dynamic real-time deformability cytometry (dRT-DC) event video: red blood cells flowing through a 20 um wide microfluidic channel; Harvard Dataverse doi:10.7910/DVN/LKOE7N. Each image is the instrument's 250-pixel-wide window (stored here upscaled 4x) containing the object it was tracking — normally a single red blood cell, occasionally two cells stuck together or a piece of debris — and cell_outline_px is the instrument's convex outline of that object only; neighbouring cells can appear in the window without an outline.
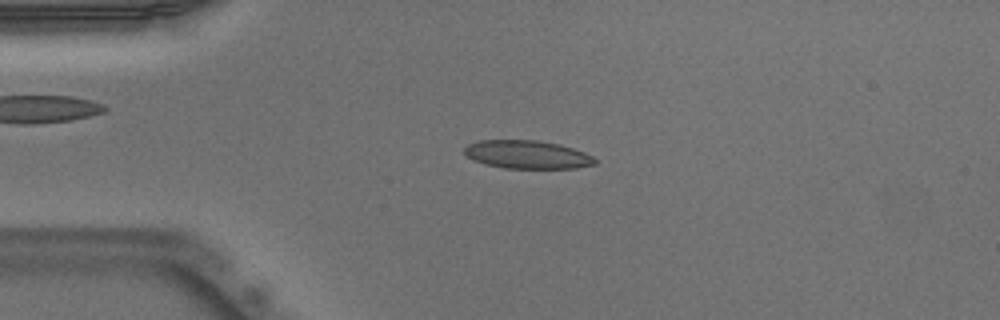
{"species": "Egyptian fruit bat (a non-hibernating species)", "species_latin": "Rousettus aegyptiacus", "temperature_condition": "warm", "stored_images_in_passage": 44, "camera_frame_rate_fps": 3000, "um_per_image_px": 0.085, "animal": {"sex": "male"}, "frame": {"image": 1, "passage_image": 5, "time_ms": 1.333, "image_size_px": [1000, 320], "cell_outline_px": [[596, 164], [576, 168], [504, 168], [484, 164], [468, 156], [464, 152], [464, 148], [468, 144], [480, 140], [536, 140], [560, 144], [584, 152], [592, 156], [596, 160]], "centroid_in_image_um": [44.83, 13.13], "position_along_channel_um": 40.2, "area_um2": 21.39}}
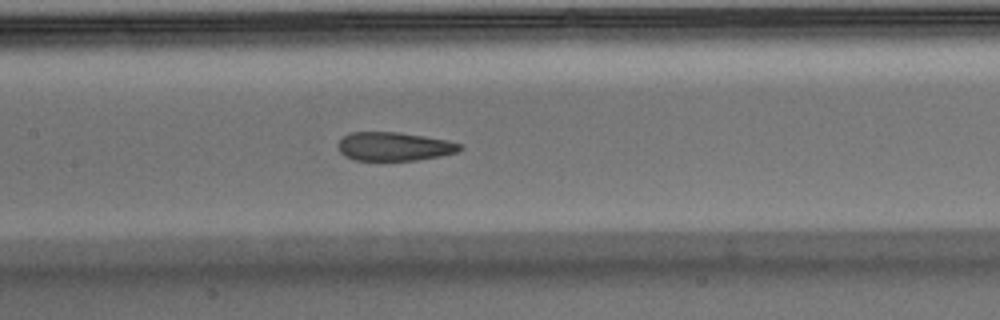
{"frame": {"image": 2, "passage_image": 17, "time_ms": 5.333, "image_size_px": [1000, 320], "cell_outline_px": [[464, 148], [456, 152], [440, 156], [416, 160], [356, 160], [344, 156], [340, 152], [336, 144], [348, 132], [400, 132], [448, 140], [464, 144]], "centroid_in_image_um": [33.51, 12.44], "position_along_channel_um": 173.9, "area_um2": 20.52}}
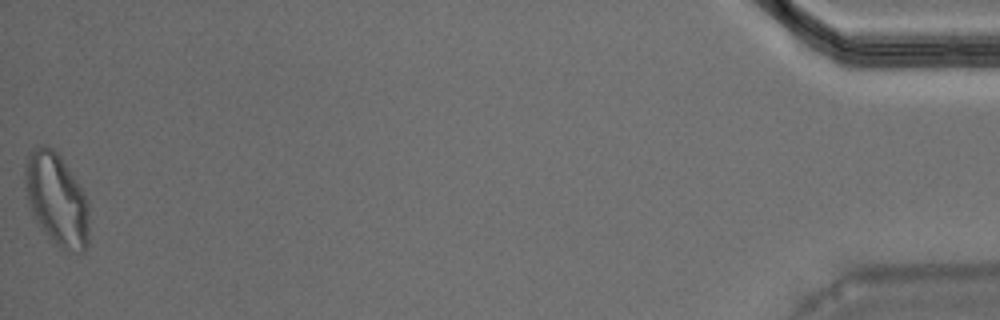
{"frame": {"image": 3, "passage_image": 44, "time_ms": 14.333, "image_size_px": [1000, 320], "cell_outline_px": [[88, 244], [84, 252], [64, 252], [40, 228], [28, 204], [24, 184], [24, 164], [28, 152], [44, 144], [48, 144], [60, 156], [88, 200]], "centroid_in_image_um": [4.79, 16.96], "position_along_channel_um": 430.4, "area_um2": 34.68}, "authors_computed_cell_mechanics": {"area_um2": 21.9929, "velocity_mm_per_s": 3.9391, "shape_relaxation_time_tau1_ms": null, "shape_relaxation_time_tau2_ms": 1.8398, "deformation_change_tau1": null, "deformation_change_tau2": 0.0808}}